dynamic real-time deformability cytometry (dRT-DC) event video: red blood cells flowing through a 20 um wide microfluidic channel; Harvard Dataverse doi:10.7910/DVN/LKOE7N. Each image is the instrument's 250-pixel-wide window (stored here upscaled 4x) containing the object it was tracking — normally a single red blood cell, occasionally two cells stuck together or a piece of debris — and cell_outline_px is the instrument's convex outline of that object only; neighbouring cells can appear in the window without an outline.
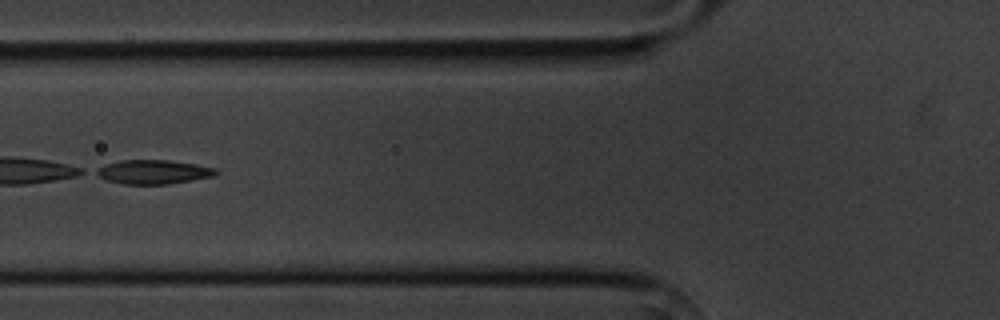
{"species": "common noctule bat (a hibernating species)", "species_latin": "Nyctalus noctula", "temperature_condition": "cold", "stored_images_in_passage": 5, "camera_frame_rate_fps": 3000, "um_per_image_px": 0.085, "animal": {"sex": "male", "body_mass_g": 20.1, "forearm_length_mm": 53.5}, "frame": {"image": 1, "passage_image": 5, "time_ms": 4.667, "image_size_px": [1000, 320], "cell_outline_px": [[220, 172], [212, 176], [168, 184], [124, 184], [104, 180], [92, 172], [96, 168], [104, 164], [120, 160], [168, 160], [196, 164], [216, 168]], "centroid_in_image_um": [12.96, 14.61], "position_along_channel_um": 112.8, "area_um2": 16.94}}